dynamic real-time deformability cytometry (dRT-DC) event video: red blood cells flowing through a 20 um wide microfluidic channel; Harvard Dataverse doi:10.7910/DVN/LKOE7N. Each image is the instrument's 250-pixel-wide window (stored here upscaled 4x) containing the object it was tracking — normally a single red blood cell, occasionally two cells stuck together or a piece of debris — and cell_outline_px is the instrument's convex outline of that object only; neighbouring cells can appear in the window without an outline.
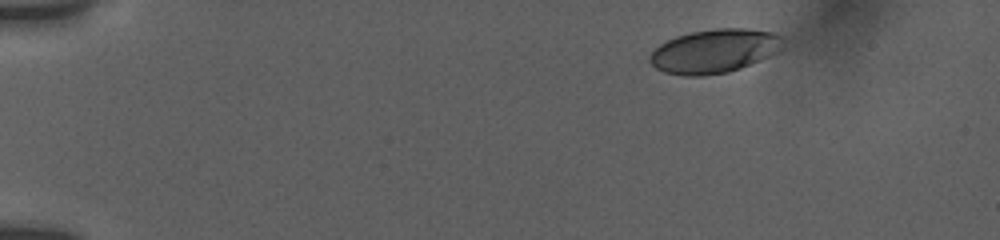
{"species": "human", "species_latin": "Homo sapiens", "temperature_condition": "room temperature", "stored_images_in_passage": 34, "camera_frame_rate_fps": 3000, "um_per_image_px": 0.085, "donor": {"sex": "female"}, "frame": {"image": 1, "passage_image": 1, "time_ms": 0.0, "image_size_px": [1000, 240], "cell_outline_px": [[784, 36], [776, 52], [760, 60], [740, 68], [728, 72], [704, 76], [684, 76], [664, 72], [656, 68], [648, 60], [648, 56], [660, 44], [676, 36], [692, 32], [716, 28], [744, 28], [776, 32]], "centroid_in_image_um": [60.7, 4.34], "position_along_channel_um": 24.3, "area_um2": 33.93}}
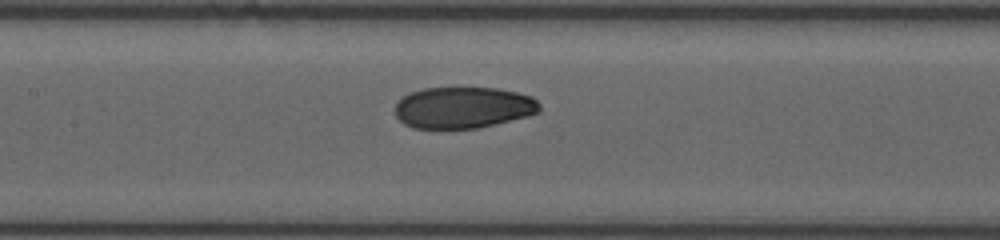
{"frame": {"image": 2, "passage_image": 22, "time_ms": 6.667, "image_size_px": [1000, 240], "cell_outline_px": [[540, 112], [528, 116], [476, 128], [412, 128], [404, 124], [396, 116], [396, 104], [408, 92], [424, 88], [496, 88], [516, 92], [532, 96], [540, 104]], "centroid_in_image_um": [39.38, 9.14], "position_along_channel_um": 168.0, "area_um2": 34.8}}
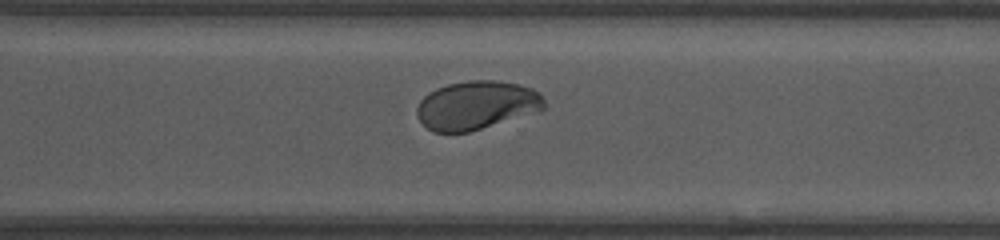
{"frame": {"image": 3, "passage_image": 34, "time_ms": 11.0, "image_size_px": [1000, 240], "cell_outline_px": [[544, 108], [468, 132], [432, 132], [416, 116], [416, 108], [420, 100], [428, 92], [436, 88], [448, 84], [468, 80], [492, 80], [520, 84], [532, 88], [540, 92], [544, 100]], "centroid_in_image_um": [40.45, 8.92], "position_along_channel_um": 330.2, "area_um2": 35.6}}